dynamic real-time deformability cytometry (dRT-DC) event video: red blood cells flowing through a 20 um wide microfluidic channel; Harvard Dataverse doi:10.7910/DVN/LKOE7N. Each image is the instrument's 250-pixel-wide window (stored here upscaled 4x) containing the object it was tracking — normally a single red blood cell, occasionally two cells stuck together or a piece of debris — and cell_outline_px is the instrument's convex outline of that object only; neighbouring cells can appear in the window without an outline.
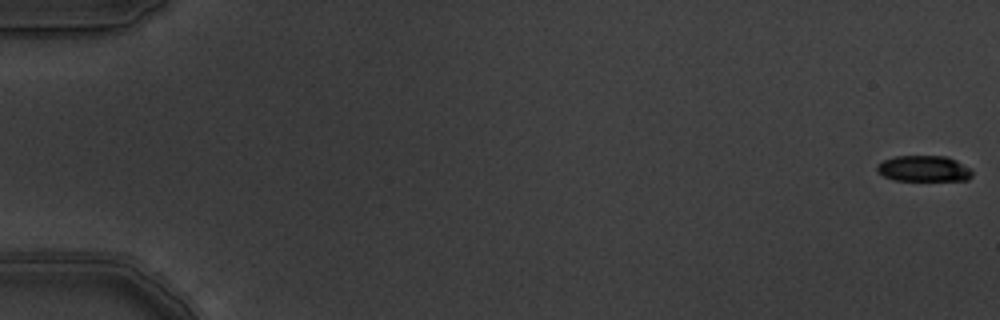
{"species": "common noctule bat (a hibernating species)", "species_latin": "Nyctalus noctula", "temperature_condition": "warm", "stored_images_in_passage": 6, "camera_frame_rate_fps": 3000, "um_per_image_px": 0.085, "animal": {"sex": "male", "body_mass_g": 19.5, "forearm_length_mm": 54.6}, "frame": {"image": 1, "passage_image": 1, "time_ms": 0.0, "image_size_px": [1000, 320], "cell_outline_px": [[972, 176], [968, 180], [896, 180], [884, 176], [876, 172], [876, 164], [884, 160], [896, 156], [948, 156], [972, 168]], "centroid_in_image_um": [78.53, 14.33], "position_along_channel_um": 6.5, "area_um2": 14.51}}
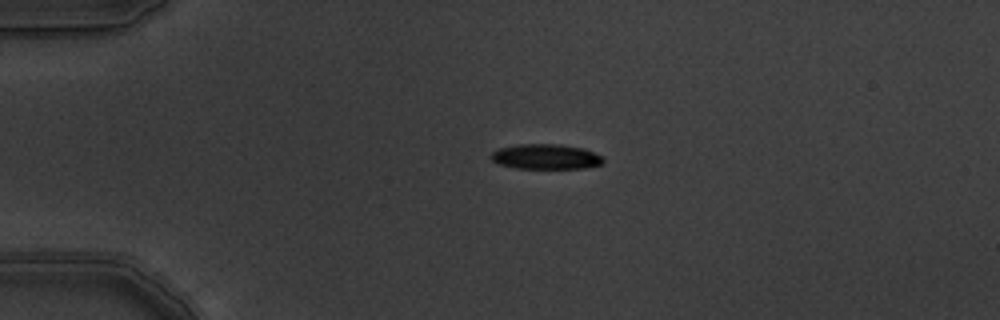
{"frame": {"image": 2, "passage_image": 5, "time_ms": 1.333, "image_size_px": [1000, 320], "cell_outline_px": [[604, 164], [584, 168], [516, 168], [500, 164], [492, 160], [488, 156], [496, 148], [516, 144], [560, 144], [584, 148], [604, 156]], "centroid_in_image_um": [46.4, 13.3], "position_along_channel_um": 38.6, "area_um2": 16.7}}